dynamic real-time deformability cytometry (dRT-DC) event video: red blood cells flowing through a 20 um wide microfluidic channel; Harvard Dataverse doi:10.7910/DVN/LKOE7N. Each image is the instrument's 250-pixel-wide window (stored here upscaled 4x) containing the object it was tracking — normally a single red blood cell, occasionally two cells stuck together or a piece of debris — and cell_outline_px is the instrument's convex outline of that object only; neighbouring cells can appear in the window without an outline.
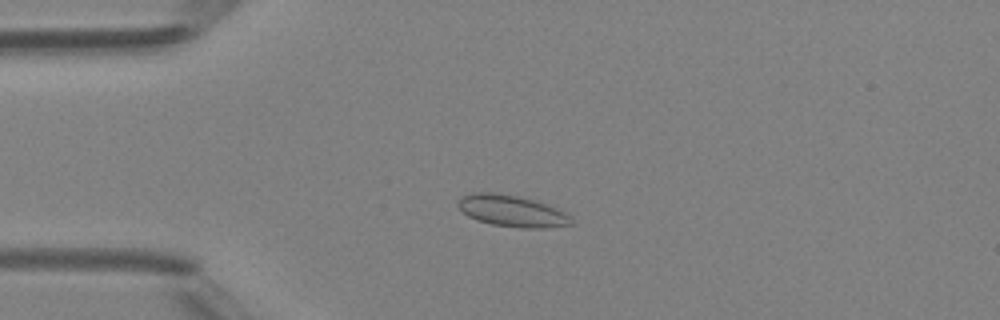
{"species": "Egyptian fruit bat (a non-hibernating species)", "species_latin": "Rousettus aegyptiacus", "temperature_condition": "room temperature", "stored_images_in_passage": 7, "camera_frame_rate_fps": 3000, "um_per_image_px": 0.085, "animal": {"sex": "female"}, "frame": {"image": 1, "passage_image": 3, "time_ms": 2.333, "image_size_px": [1000, 320], "cell_outline_px": [[572, 224], [548, 228], [520, 228], [492, 224], [476, 220], [468, 216], [456, 204], [460, 196], [472, 192], [496, 192], [536, 200], [556, 208], [572, 216]], "centroid_in_image_um": [43.5, 17.93], "position_along_channel_um": 41.5, "area_um2": 20.98}}
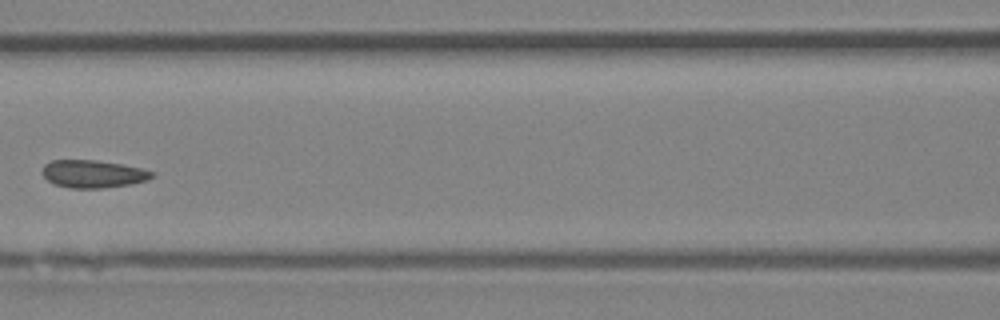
{"frame": {"image": 2, "passage_image": 6, "time_ms": 5.667, "image_size_px": [1000, 320], "cell_outline_px": [[156, 176], [148, 180], [128, 184], [100, 188], [72, 188], [56, 184], [48, 180], [40, 172], [44, 164], [52, 160], [96, 160], [120, 164], [140, 168], [156, 172]], "centroid_in_image_um": [7.92, 14.77], "position_along_channel_um": 158.7, "area_um2": 17.63}}
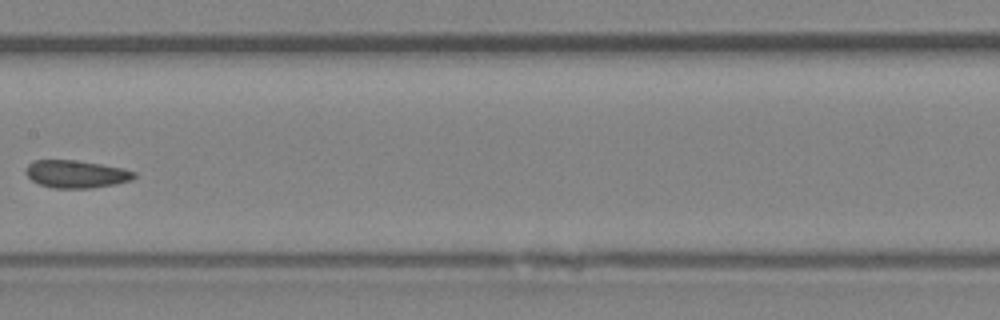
{"frame": {"image": 3, "passage_image": 7, "time_ms": 6.667, "image_size_px": [1000, 320], "cell_outline_px": [[136, 176], [132, 180], [92, 188], [52, 188], [40, 184], [32, 180], [24, 172], [28, 164], [32, 160], [76, 160], [124, 168], [136, 172]], "centroid_in_image_um": [6.46, 14.79], "position_along_channel_um": 200.9, "area_um2": 17.46}}